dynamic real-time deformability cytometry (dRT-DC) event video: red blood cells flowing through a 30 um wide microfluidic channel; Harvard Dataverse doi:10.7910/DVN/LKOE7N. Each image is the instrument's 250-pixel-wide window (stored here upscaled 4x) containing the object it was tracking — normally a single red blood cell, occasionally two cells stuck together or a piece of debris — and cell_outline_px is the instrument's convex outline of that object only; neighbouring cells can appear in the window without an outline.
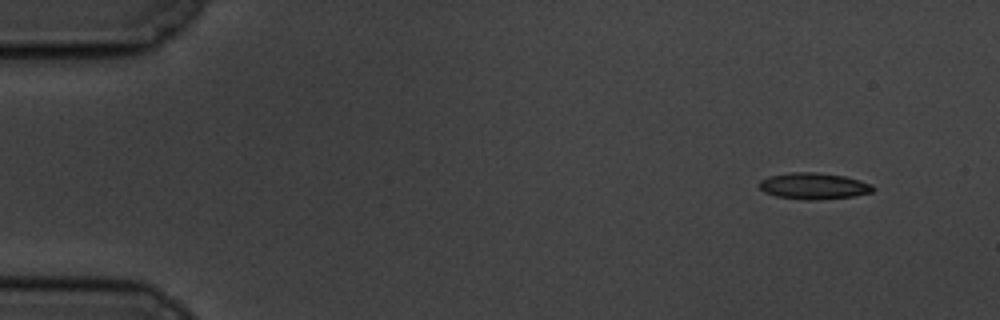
{"species": "common noctule bat (a hibernating species)", "species_latin": "Nyctalus noctula", "temperature_condition": "cold", "stored_images_in_passage": 55, "camera_frame_rate_fps": 3000, "um_per_image_px": 0.085, "animal": {"sex": "male", "body_mass_g": 19.5, "forearm_length_mm": 54.6}, "frame": {"image": 1, "passage_image": 1, "time_ms": 0.0, "image_size_px": [1000, 320], "cell_outline_px": [[876, 188], [872, 192], [852, 196], [812, 200], [808, 200], [776, 196], [764, 192], [756, 184], [760, 180], [768, 176], [788, 172], [816, 172], [844, 176], [860, 180], [872, 184]], "centroid_in_image_um": [69.13, 15.8], "position_along_channel_um": 15.9, "area_um2": 17.57}}
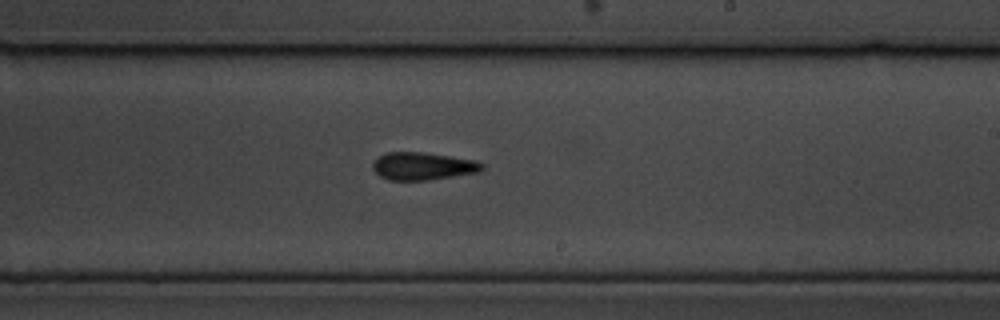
{"frame": {"image": 2, "passage_image": 31, "time_ms": 10.0, "image_size_px": [1000, 320], "cell_outline_px": [[484, 168], [480, 172], [428, 180], [388, 180], [380, 176], [372, 168], [372, 164], [384, 152], [424, 152], [476, 160], [484, 164]], "centroid_in_image_um": [35.96, 14.12], "position_along_channel_um": 253.0, "area_um2": 17.69}}
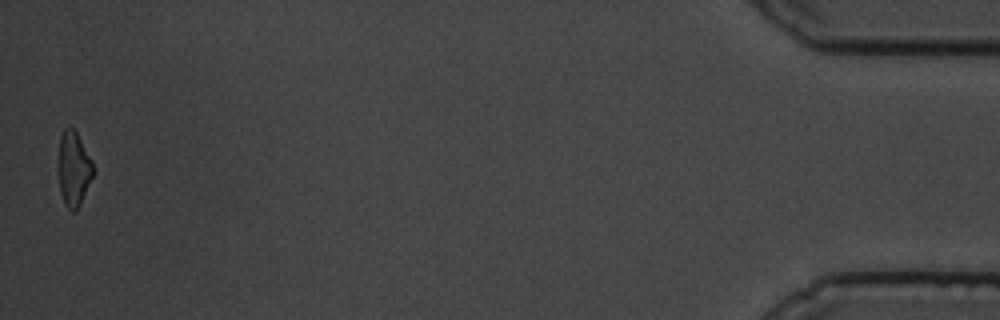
{"frame": {"image": 3, "passage_image": 54, "time_ms": 17.667, "image_size_px": [1000, 320], "cell_outline_px": [[92, 176], [80, 204], [76, 212], [72, 212], [64, 204], [60, 192], [56, 172], [56, 168], [60, 136], [64, 128], [72, 128], [76, 132], [92, 160]], "centroid_in_image_um": [6.19, 14.36], "position_along_channel_um": 429.0, "area_um2": 15.37}, "authors_computed_cell_mechanics": {"area_um2": 17.2822, "velocity_mm_per_s": 3.4495, "shape_relaxation_time_tau1_ms": 4.0074, "shape_relaxation_time_tau2_ms": 6.9147, "deformation_change_tau1": 0.152, "deformation_change_tau2": 0.1823}}